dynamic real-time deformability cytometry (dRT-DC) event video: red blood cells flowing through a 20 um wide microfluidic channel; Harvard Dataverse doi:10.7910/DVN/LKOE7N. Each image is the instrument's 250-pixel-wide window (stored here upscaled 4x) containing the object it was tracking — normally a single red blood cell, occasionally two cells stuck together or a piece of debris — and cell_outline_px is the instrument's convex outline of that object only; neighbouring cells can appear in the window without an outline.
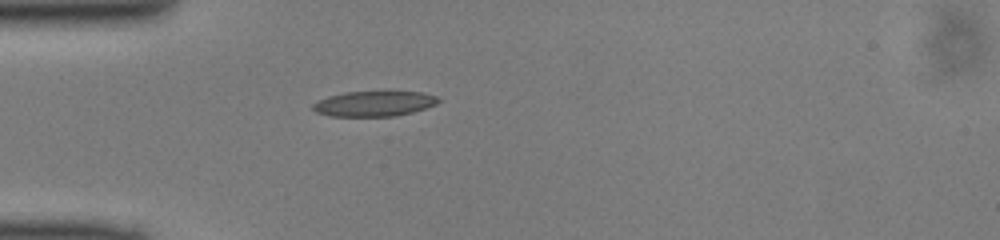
{"species": "common noctule bat (a hibernating species)", "species_latin": "Nyctalus noctula", "temperature_condition": "cold", "stored_images_in_passage": 29, "camera_frame_rate_fps": 3000, "um_per_image_px": 0.085, "animal": {"sex": "male", "body_mass_g": 13.0, "forearm_length_mm": 53.1}, "frame": {"image": 1, "passage_image": 1, "time_ms": 0.0, "image_size_px": [1000, 240], "cell_outline_px": [[440, 100], [436, 104], [412, 112], [396, 116], [328, 116], [316, 112], [312, 108], [312, 104], [328, 96], [344, 92], [424, 92], [436, 96]], "centroid_in_image_um": [31.78, 8.81], "position_along_channel_um": 53.2, "area_um2": 18.32}}
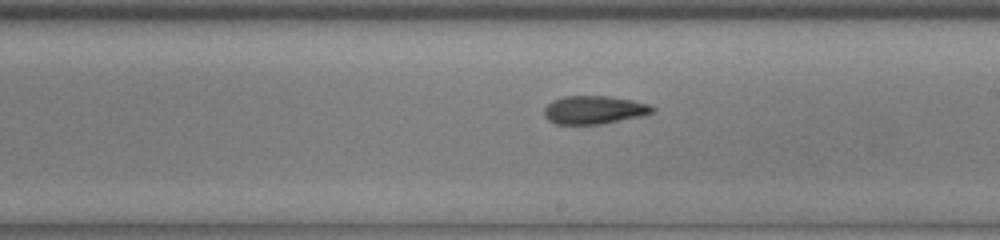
{"frame": {"image": 2, "passage_image": 15, "time_ms": 4.667, "image_size_px": [1000, 240], "cell_outline_px": [[656, 112], [644, 116], [600, 124], [556, 124], [548, 120], [544, 116], [544, 108], [552, 100], [564, 96], [608, 96], [632, 100], [648, 104], [656, 108]], "centroid_in_image_um": [50.52, 9.34], "position_along_channel_um": 238.5, "area_um2": 17.98}}
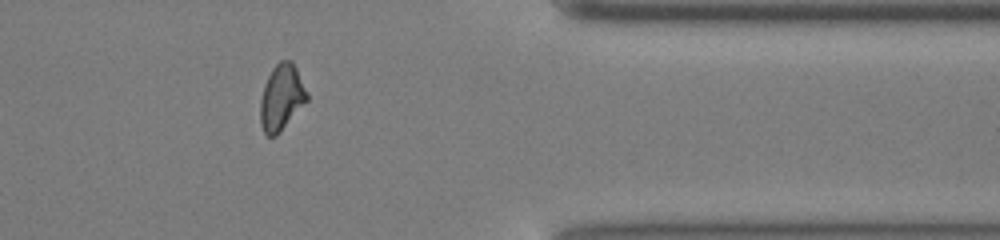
{"frame": {"image": 3, "passage_image": 27, "time_ms": 8.667, "image_size_px": [1000, 240], "cell_outline_px": [[308, 100], [280, 132], [276, 136], [268, 136], [264, 132], [260, 124], [260, 100], [264, 84], [272, 68], [280, 60], [292, 60], [308, 92]], "centroid_in_image_um": [23.93, 8.28], "position_along_channel_um": 387.5, "area_um2": 18.03}}